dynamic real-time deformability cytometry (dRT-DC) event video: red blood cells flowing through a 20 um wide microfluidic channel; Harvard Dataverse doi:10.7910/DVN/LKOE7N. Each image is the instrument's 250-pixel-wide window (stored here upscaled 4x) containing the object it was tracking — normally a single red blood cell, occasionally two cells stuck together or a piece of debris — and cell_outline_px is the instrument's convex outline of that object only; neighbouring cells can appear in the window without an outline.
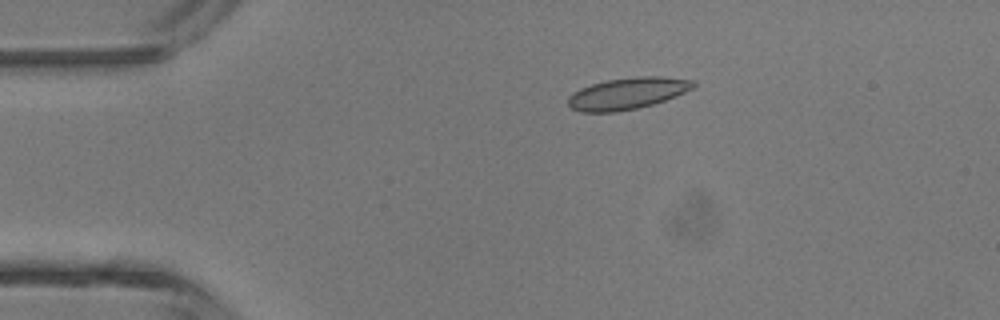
{"species": "common noctule bat (a hibernating species)", "species_latin": "Nyctalus noctula", "temperature_condition": "room temperature", "stored_images_in_passage": 3, "camera_frame_rate_fps": 3000, "um_per_image_px": 0.085, "animal": {"sex": "male", "body_mass_g": 13.3}, "frame": {"image": 1, "passage_image": 2, "time_ms": 1.0, "image_size_px": [1000, 320], "cell_outline_px": [[696, 84], [692, 88], [676, 96], [652, 104], [636, 108], [616, 112], [580, 112], [572, 108], [568, 104], [568, 96], [580, 88], [592, 84], [608, 80], [640, 76], [660, 76], [696, 80]], "centroid_in_image_um": [53.33, 7.94], "position_along_channel_um": 31.7, "area_um2": 22.95}}
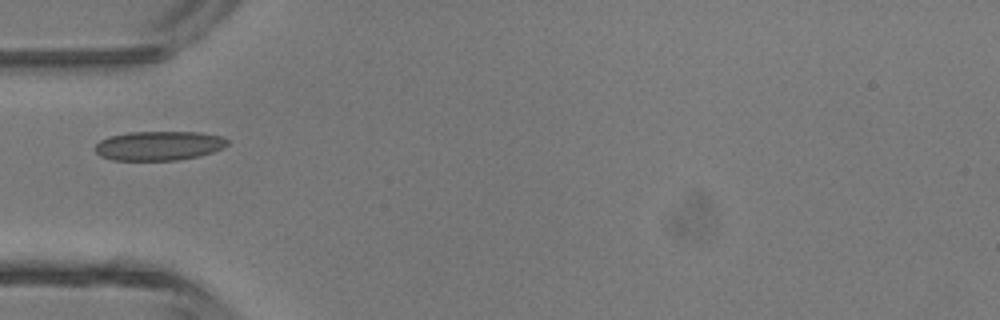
{"frame": {"image": 2, "passage_image": 3, "time_ms": 3.0, "image_size_px": [1000, 320], "cell_outline_px": [[228, 144], [224, 148], [212, 152], [196, 156], [176, 160], [112, 160], [100, 156], [96, 152], [96, 144], [100, 140], [108, 136], [128, 132], [200, 132], [220, 136], [228, 140]], "centroid_in_image_um": [13.49, 12.38], "position_along_channel_um": 71.5, "area_um2": 22.54}}